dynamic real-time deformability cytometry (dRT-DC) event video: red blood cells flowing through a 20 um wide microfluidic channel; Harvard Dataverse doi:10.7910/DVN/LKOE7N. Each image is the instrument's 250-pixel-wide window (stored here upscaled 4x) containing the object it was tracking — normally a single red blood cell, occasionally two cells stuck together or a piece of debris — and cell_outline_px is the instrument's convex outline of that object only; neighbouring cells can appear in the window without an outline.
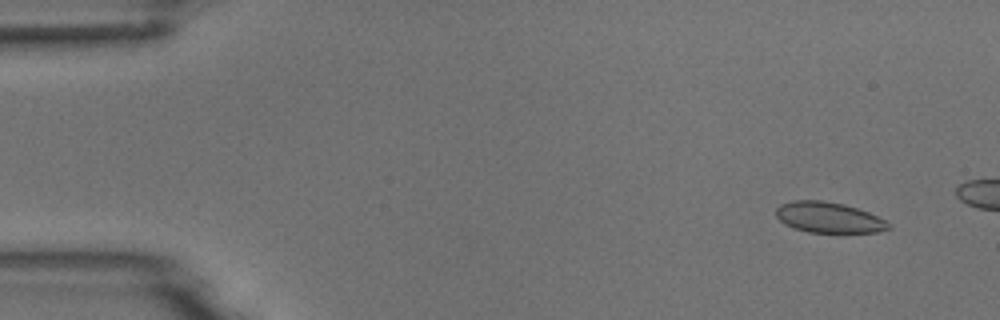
{"species": "common noctule bat (a hibernating species)", "species_latin": "Nyctalus noctula", "temperature_condition": "room temperature", "stored_images_in_passage": 4, "camera_frame_rate_fps": 3000, "um_per_image_px": 0.085, "animal": {"sex": "male", "body_mass_g": 18.8}, "frame": {"image": 1, "passage_image": 1, "time_ms": 0.0, "image_size_px": [1000, 320], "cell_outline_px": [[892, 228], [880, 232], [808, 232], [792, 228], [784, 224], [776, 216], [776, 208], [780, 204], [792, 200], [824, 200], [844, 204], [868, 212], [892, 224]], "centroid_in_image_um": [70.43, 18.48], "position_along_channel_um": 14.6, "area_um2": 20.23}}